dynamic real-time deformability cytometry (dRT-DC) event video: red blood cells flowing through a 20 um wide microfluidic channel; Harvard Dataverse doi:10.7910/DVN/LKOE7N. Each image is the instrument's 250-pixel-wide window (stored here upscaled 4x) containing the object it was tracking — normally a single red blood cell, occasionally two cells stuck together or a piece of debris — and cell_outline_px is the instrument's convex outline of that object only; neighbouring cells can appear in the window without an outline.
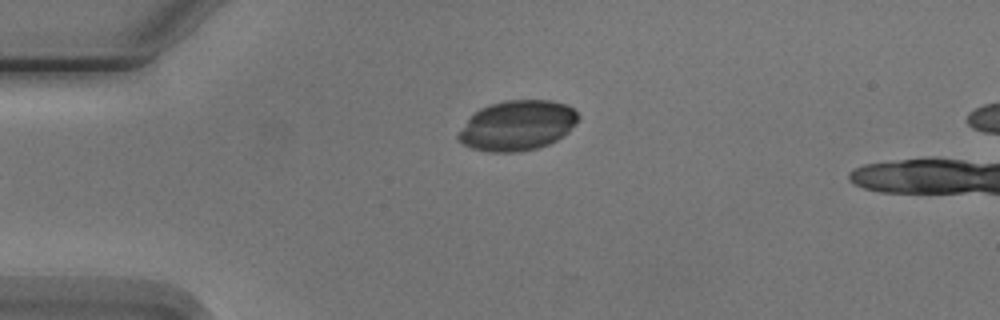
{"species": "Egyptian fruit bat (a non-hibernating species)", "species_latin": "Rousettus aegyptiacus", "temperature_condition": "cold", "stored_images_in_passage": 2, "camera_frame_rate_fps": 3000, "um_per_image_px": 0.085, "animal": {"sex": "male"}, "frame": {"image": 1, "passage_image": 2, "time_ms": 1.0, "image_size_px": [1000, 320], "cell_outline_px": [[580, 120], [568, 132], [556, 140], [548, 144], [536, 148], [520, 152], [488, 152], [472, 148], [464, 144], [456, 136], [468, 120], [480, 108], [492, 104], [508, 100], [552, 100], [564, 104], [572, 108], [580, 116]], "centroid_in_image_um": [44.01, 10.67], "position_along_channel_um": 41.0, "area_um2": 34.74}}